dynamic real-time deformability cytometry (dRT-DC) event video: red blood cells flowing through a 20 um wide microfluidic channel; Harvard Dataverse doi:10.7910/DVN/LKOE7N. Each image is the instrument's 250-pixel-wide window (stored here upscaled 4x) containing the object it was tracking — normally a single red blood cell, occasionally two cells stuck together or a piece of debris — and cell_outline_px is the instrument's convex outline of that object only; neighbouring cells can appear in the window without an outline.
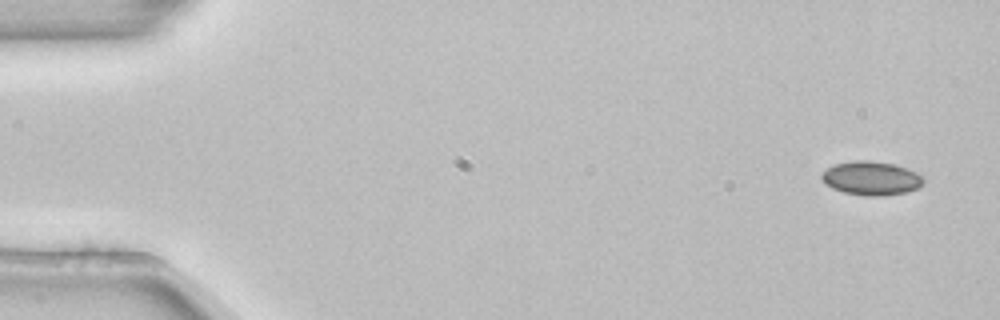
{"species": "common noctule bat (a hibernating species)", "species_latin": "Nyctalus noctula", "temperature_condition": "room temperature", "stored_images_in_passage": 3, "camera_frame_rate_fps": 3000, "um_per_image_px": 0.085, "animal": {"sex": "female", "body_mass_g": 22.7, "forearm_length_mm": 54.2}, "frame": {"image": 1, "passage_image": 1, "time_ms": 0.0, "image_size_px": [1000, 320], "cell_outline_px": [[924, 180], [916, 188], [904, 192], [876, 196], [868, 196], [844, 192], [832, 188], [824, 184], [820, 176], [828, 168], [836, 164], [852, 160], [872, 160], [892, 164], [916, 172]], "centroid_in_image_um": [73.99, 15.14], "position_along_channel_um": 11.0, "area_um2": 19.65}}
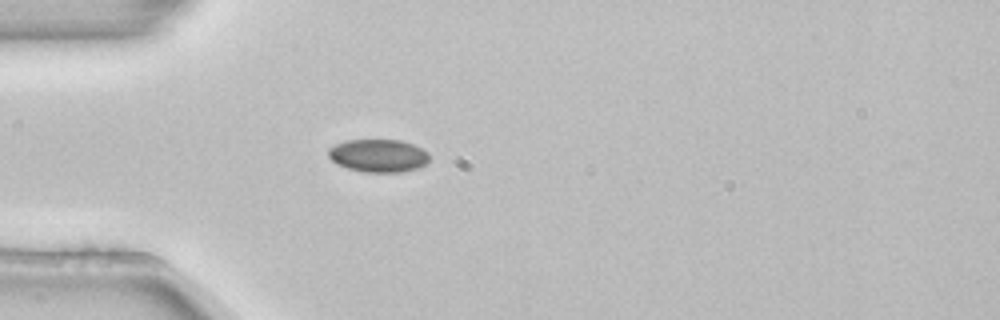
{"frame": {"image": 2, "passage_image": 3, "time_ms": 0.667, "image_size_px": [1000, 320], "cell_outline_px": [[428, 160], [424, 164], [416, 168], [404, 172], [364, 172], [348, 168], [336, 164], [328, 156], [328, 148], [344, 140], [400, 140], [412, 144], [428, 152]], "centroid_in_image_um": [32.12, 13.23], "position_along_channel_um": 52.9, "area_um2": 19.31}}